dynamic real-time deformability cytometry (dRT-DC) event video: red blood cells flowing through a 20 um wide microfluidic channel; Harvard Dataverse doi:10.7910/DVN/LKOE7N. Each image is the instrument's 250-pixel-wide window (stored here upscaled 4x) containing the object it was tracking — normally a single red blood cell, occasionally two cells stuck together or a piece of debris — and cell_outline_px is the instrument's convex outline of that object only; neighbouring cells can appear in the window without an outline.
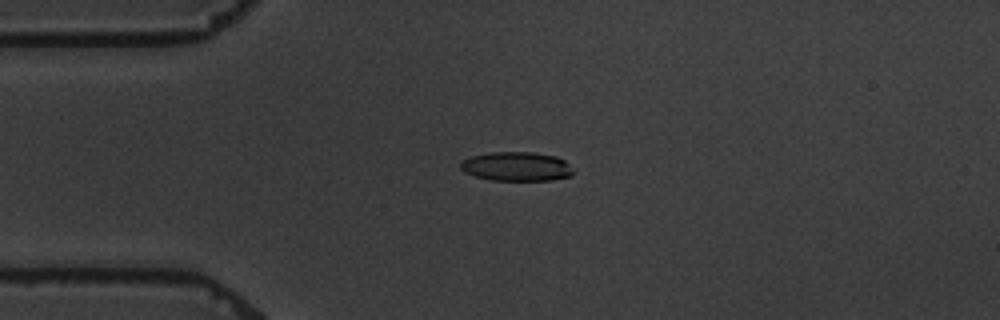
{"species": "common noctule bat (a hibernating species)", "species_latin": "Nyctalus noctula", "temperature_condition": "warm", "stored_images_in_passage": 6, "camera_frame_rate_fps": 3000, "um_per_image_px": 0.085, "animal": {"sex": "male", "body_mass_g": 19.5, "forearm_length_mm": 54.6}, "frame": {"image": 1, "passage_image": 2, "time_ms": 4.0, "image_size_px": [1000, 320], "cell_outline_px": [[572, 176], [552, 180], [492, 180], [476, 176], [464, 172], [460, 168], [460, 160], [472, 156], [492, 152], [532, 152], [556, 156], [564, 160], [568, 164], [572, 172]], "centroid_in_image_um": [43.88, 14.15], "position_along_channel_um": 41.1, "area_um2": 19.07}}
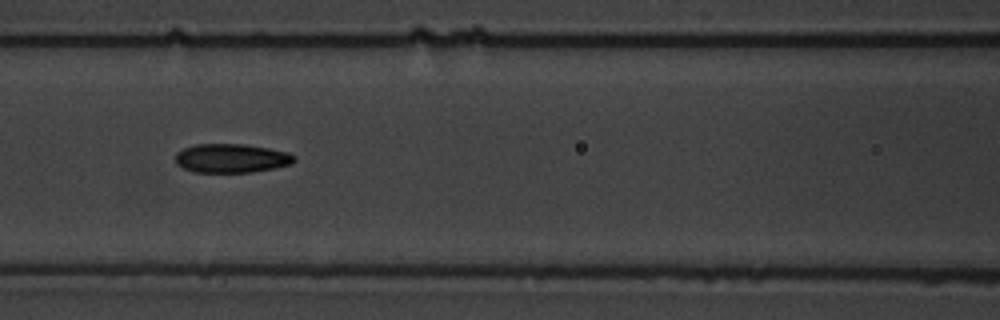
{"frame": {"image": 2, "passage_image": 5, "time_ms": 7.667, "image_size_px": [1000, 320], "cell_outline_px": [[296, 160], [292, 164], [276, 168], [252, 172], [192, 172], [176, 164], [176, 152], [184, 148], [196, 144], [244, 144], [268, 148], [288, 152], [296, 156]], "centroid_in_image_um": [19.69, 13.45], "position_along_channel_um": 146.9, "area_um2": 20.17}}
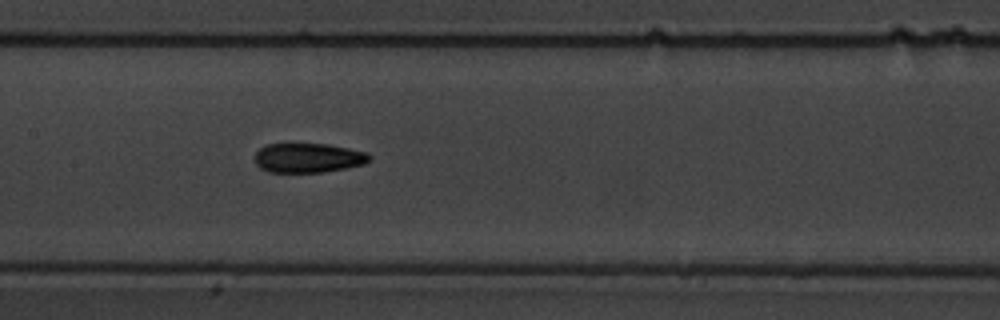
{"frame": {"image": 3, "passage_image": 6, "time_ms": 8.667, "image_size_px": [1000, 320], "cell_outline_px": [[372, 156], [364, 164], [324, 172], [268, 172], [260, 168], [256, 164], [256, 152], [260, 148], [268, 144], [328, 144], [368, 152]], "centroid_in_image_um": [26.2, 13.42], "position_along_channel_um": 181.2, "area_um2": 19.59}}